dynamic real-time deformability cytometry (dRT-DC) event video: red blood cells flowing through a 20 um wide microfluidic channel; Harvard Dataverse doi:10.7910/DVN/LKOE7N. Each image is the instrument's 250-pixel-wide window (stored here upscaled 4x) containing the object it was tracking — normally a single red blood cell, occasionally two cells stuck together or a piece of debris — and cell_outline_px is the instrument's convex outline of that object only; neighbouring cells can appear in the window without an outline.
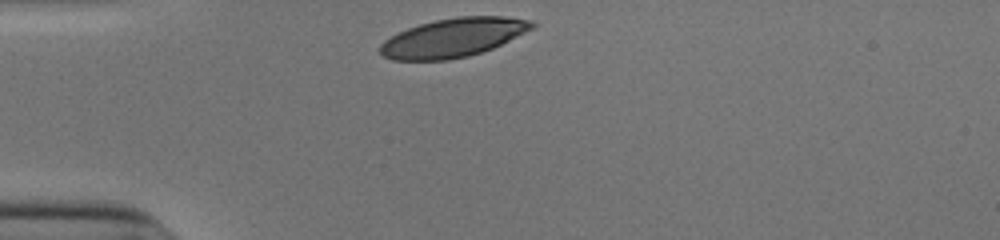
{"species": "human", "species_latin": "Homo sapiens", "temperature_condition": "cold", "stored_images_in_passage": 29, "camera_frame_rate_fps": 3000, "um_per_image_px": 0.085, "donor": {"sex": "male"}, "frame": {"image": 1, "passage_image": 1, "time_ms": 0.0, "image_size_px": [1000, 240], "cell_outline_px": [[536, 24], [532, 28], [492, 48], [468, 56], [448, 60], [392, 60], [384, 56], [380, 52], [380, 44], [384, 40], [408, 28], [420, 24], [436, 20], [460, 16], [504, 16], [532, 20]], "centroid_in_image_um": [38.5, 3.2], "position_along_channel_um": 46.5, "area_um2": 33.93}}
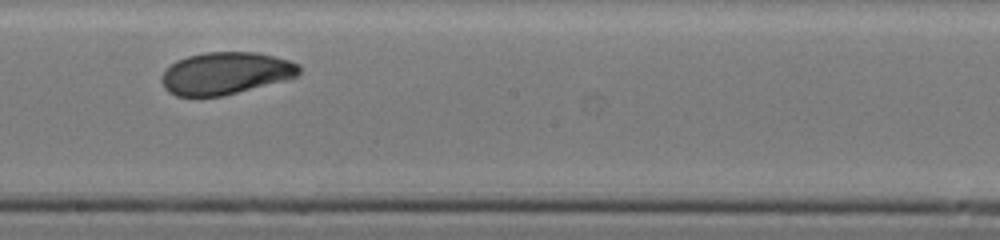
{"frame": {"image": 2, "passage_image": 17, "time_ms": 5.333, "image_size_px": [1000, 240], "cell_outline_px": [[300, 72], [296, 76], [288, 80], [224, 96], [176, 96], [168, 92], [164, 88], [160, 80], [160, 76], [176, 60], [188, 56], [204, 52], [256, 52], [288, 60], [300, 64]], "centroid_in_image_um": [19.17, 6.24], "position_along_channel_um": 229.0, "area_um2": 34.1}}
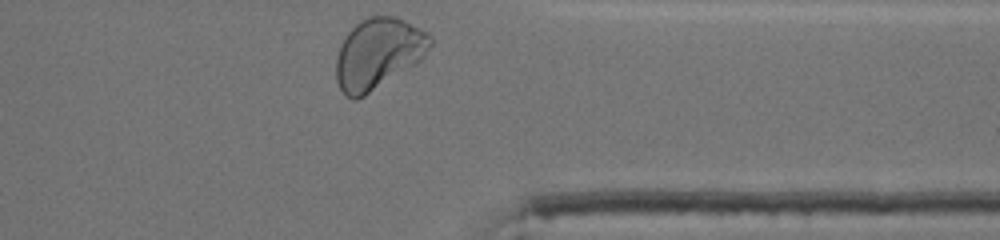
{"frame": {"image": 3, "passage_image": 29, "time_ms": 9.333, "image_size_px": [1000, 240], "cell_outline_px": [[432, 44], [420, 60], [416, 64], [364, 96], [356, 100], [352, 100], [344, 96], [336, 80], [336, 56], [340, 44], [348, 32], [356, 24], [372, 16], [396, 16], [428, 32], [432, 36]], "centroid_in_image_um": [32.14, 4.57], "position_along_channel_um": 379.3, "area_um2": 38.78}, "authors_computed_cell_mechanics": {"area_um2": 34.9112, "velocity_mm_per_s": 3.8584, "shape_relaxation_time_tau1_ms": 3.4749, "shape_relaxation_time_tau2_ms": 1.4626, "deformation_change_tau1": 0.1377, "deformation_change_tau2": 0.0357}}